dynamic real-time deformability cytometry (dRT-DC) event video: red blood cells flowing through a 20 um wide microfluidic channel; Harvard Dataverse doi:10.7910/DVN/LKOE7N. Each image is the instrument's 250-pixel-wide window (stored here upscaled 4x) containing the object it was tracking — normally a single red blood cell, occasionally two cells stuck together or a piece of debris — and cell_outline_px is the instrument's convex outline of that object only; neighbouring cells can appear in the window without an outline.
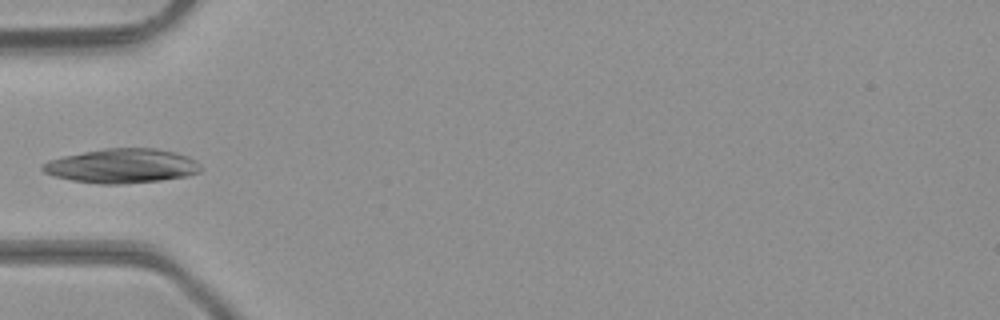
{"species": "common noctule bat (a hibernating species)", "species_latin": "Nyctalus noctula", "temperature_condition": "room temperature", "stored_images_in_passage": 5, "camera_frame_rate_fps": 3000, "um_per_image_px": 0.085, "animal": {"sex": "male", "body_mass_g": 23.1, "forearm_length_mm": 52.7}, "frame": {"image": 1, "passage_image": 4, "time_ms": 1.0, "image_size_px": [1000, 320], "cell_outline_px": [[204, 168], [200, 172], [188, 176], [160, 180], [120, 184], [100, 184], [72, 180], [52, 176], [44, 172], [40, 168], [40, 164], [48, 160], [64, 156], [104, 148], [156, 148], [176, 152], [188, 156], [196, 160]], "centroid_in_image_um": [10.38, 14.1], "position_along_channel_um": 74.6, "area_um2": 31.91}}
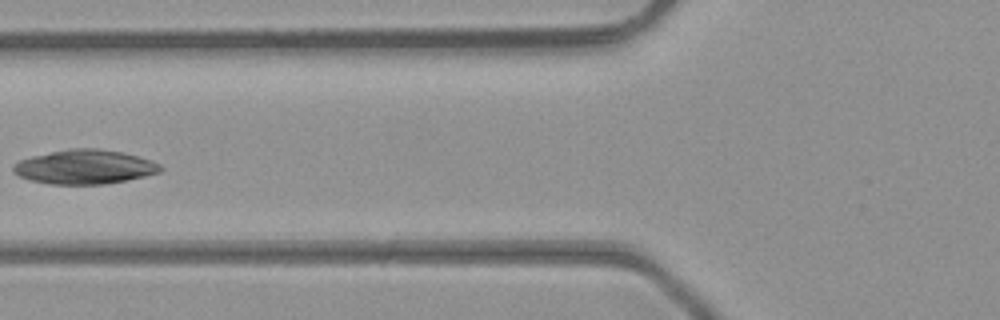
{"frame": {"image": 2, "passage_image": 5, "time_ms": 1.333, "image_size_px": [1000, 320], "cell_outline_px": [[164, 168], [160, 172], [144, 176], [104, 184], [48, 184], [28, 180], [12, 172], [12, 168], [20, 160], [32, 156], [72, 148], [96, 148], [120, 152], [152, 160], [160, 164]], "centroid_in_image_um": [7.19, 14.19], "position_along_channel_um": 118.6, "area_um2": 29.13}}